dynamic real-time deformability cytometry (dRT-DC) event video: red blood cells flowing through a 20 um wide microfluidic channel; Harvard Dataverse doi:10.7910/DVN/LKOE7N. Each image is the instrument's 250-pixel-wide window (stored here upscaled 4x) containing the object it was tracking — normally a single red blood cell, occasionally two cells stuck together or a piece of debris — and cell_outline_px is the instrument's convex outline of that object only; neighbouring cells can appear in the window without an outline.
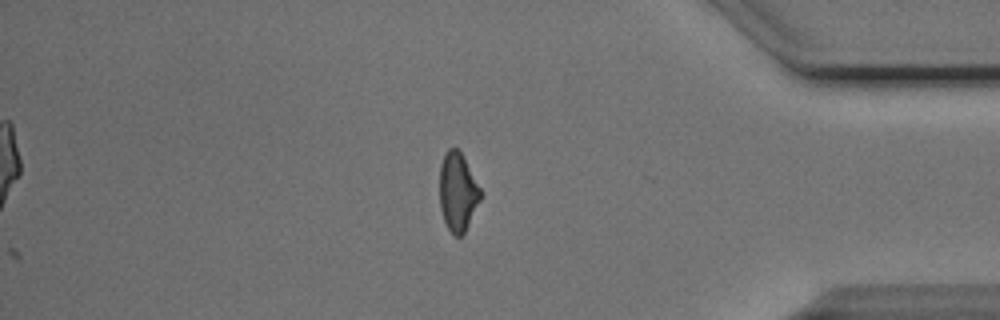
{"species": "Egyptian fruit bat (a non-hibernating species)", "species_latin": "Rousettus aegyptiacus", "temperature_condition": "cold", "stored_images_in_passage": 40, "camera_frame_rate_fps": 3000, "um_per_image_px": 0.085, "animal": {"sex": "male"}, "frame": {"image": 1, "passage_image": 40, "time_ms": 13.0, "image_size_px": [1000, 320], "cell_outline_px": [[480, 200], [464, 232], [460, 236], [452, 236], [444, 220], [440, 208], [440, 164], [444, 152], [448, 148], [456, 148], [464, 156], [480, 188]], "centroid_in_image_um": [38.88, 16.28], "position_along_channel_um": 396.3, "area_um2": 18.61}, "authors_computed_cell_mechanics": {"area_um2": 23.7847, "velocity_mm_per_s": 3.8273, "shape_relaxation_time_tau1_ms": 1.3849, "shape_relaxation_time_tau2_ms": 1.0386, "deformation_change_tau1": 0.2773, "deformation_change_tau2": 0.0775}}